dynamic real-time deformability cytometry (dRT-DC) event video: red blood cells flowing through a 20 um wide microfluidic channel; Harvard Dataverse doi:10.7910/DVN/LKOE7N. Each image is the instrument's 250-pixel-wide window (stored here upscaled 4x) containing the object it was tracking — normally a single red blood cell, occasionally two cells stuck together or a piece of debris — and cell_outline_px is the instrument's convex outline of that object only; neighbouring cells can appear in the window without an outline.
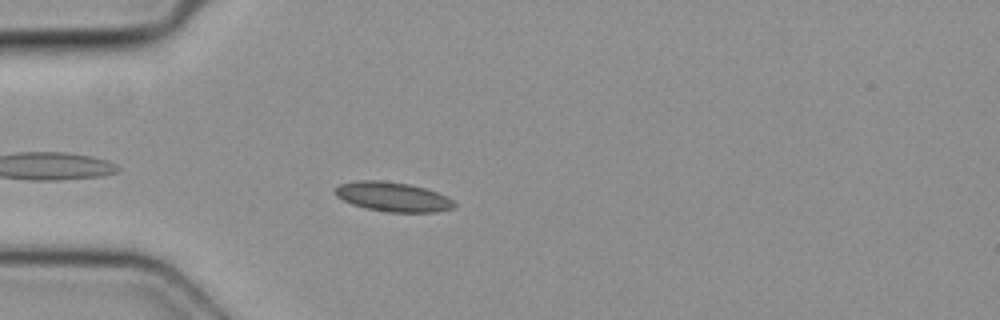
{"species": "common noctule bat (a hibernating species)", "species_latin": "Nyctalus noctula", "temperature_condition": "cold", "stored_images_in_passage": 40, "camera_frame_rate_fps": 3000, "um_per_image_px": 0.085, "animal": {"sex": "female", "body_mass_g": 19.3, "forearm_length_mm": 54.1}, "frame": {"image": 1, "passage_image": 4, "time_ms": 1.0, "image_size_px": [1000, 320], "cell_outline_px": [[456, 204], [452, 208], [436, 212], [388, 212], [364, 208], [352, 204], [336, 196], [332, 192], [340, 184], [356, 180], [380, 180], [408, 184], [424, 188], [448, 196]], "centroid_in_image_um": [33.36, 16.73], "position_along_channel_um": 51.6, "area_um2": 20.46}}
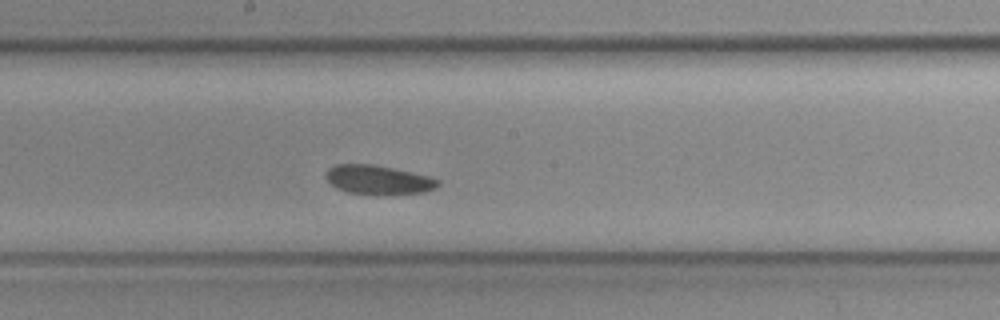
{"frame": {"image": 2, "passage_image": 17, "time_ms": 5.333, "image_size_px": [1000, 320], "cell_outline_px": [[440, 184], [436, 188], [424, 192], [348, 192], [336, 188], [324, 176], [328, 168], [336, 164], [372, 164], [392, 168], [428, 176], [440, 180]], "centroid_in_image_um": [32.12, 15.23], "position_along_channel_um": 216.1, "area_um2": 18.15}}
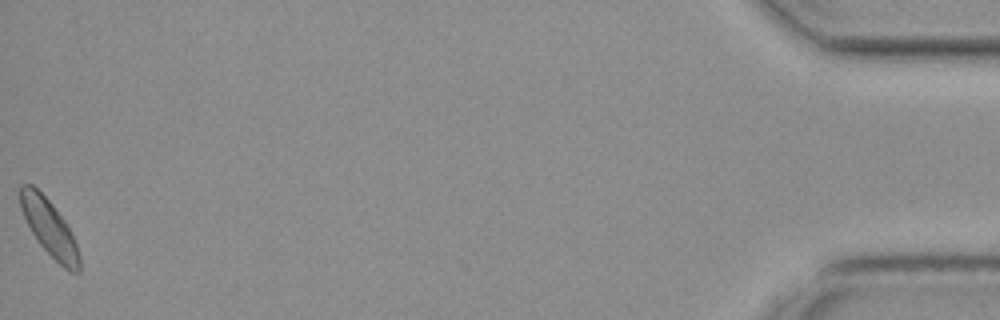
{"frame": {"image": 3, "passage_image": 40, "time_ms": 13.0, "image_size_px": [1000, 320], "cell_outline_px": [[80, 272], [68, 272], [36, 240], [20, 208], [20, 184], [32, 184], [52, 204], [64, 220], [76, 244], [80, 256]], "centroid_in_image_um": [4.19, 19.37], "position_along_channel_um": 431.0, "area_um2": 18.96}}